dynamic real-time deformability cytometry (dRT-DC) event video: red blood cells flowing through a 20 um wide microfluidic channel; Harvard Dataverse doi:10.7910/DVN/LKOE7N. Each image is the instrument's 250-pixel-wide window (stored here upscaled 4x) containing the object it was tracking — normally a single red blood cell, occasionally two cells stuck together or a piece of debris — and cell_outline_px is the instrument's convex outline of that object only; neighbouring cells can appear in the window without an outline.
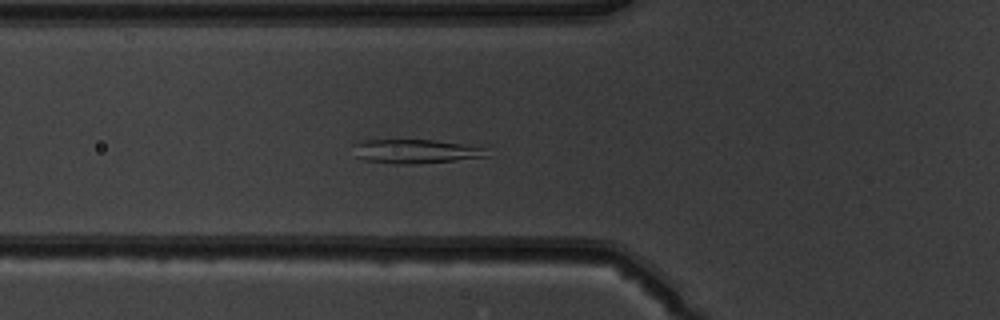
{"species": "common noctule bat (a hibernating species)", "species_latin": "Nyctalus noctula", "temperature_condition": "warm", "stored_images_in_passage": 53, "camera_frame_rate_fps": 3000, "um_per_image_px": 0.085, "animal": {"sex": "male", "body_mass_g": 19.5, "forearm_length_mm": 54.6}, "frame": {"image": 1, "passage_image": 20, "time_ms": 6.333, "image_size_px": [1000, 320], "cell_outline_px": [[488, 156], [452, 160], [412, 164], [396, 164], [368, 160], [356, 156], [352, 144], [364, 140], [432, 140], [460, 144], [480, 148]], "centroid_in_image_um": [35.19, 12.86], "position_along_channel_um": 90.6, "area_um2": 17.98}}
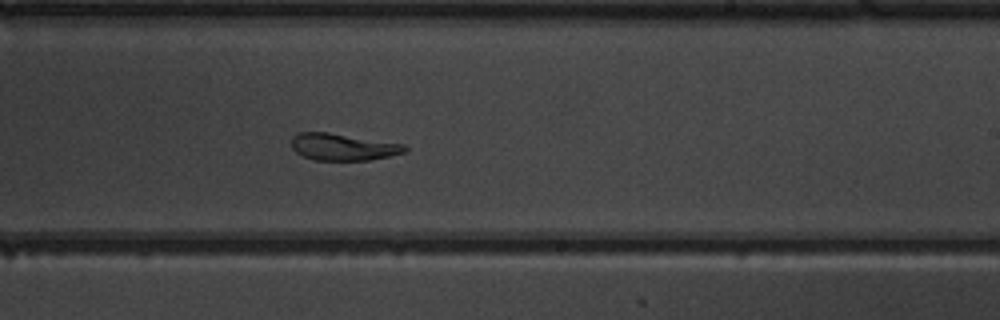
{"frame": {"image": 2, "passage_image": 33, "time_ms": 10.667, "image_size_px": [1000, 320], "cell_outline_px": [[408, 148], [404, 152], [388, 156], [368, 160], [312, 160], [296, 152], [292, 148], [292, 136], [300, 132], [328, 132], [404, 144]], "centroid_in_image_um": [29.12, 12.49], "position_along_channel_um": 259.9, "area_um2": 17.63}}
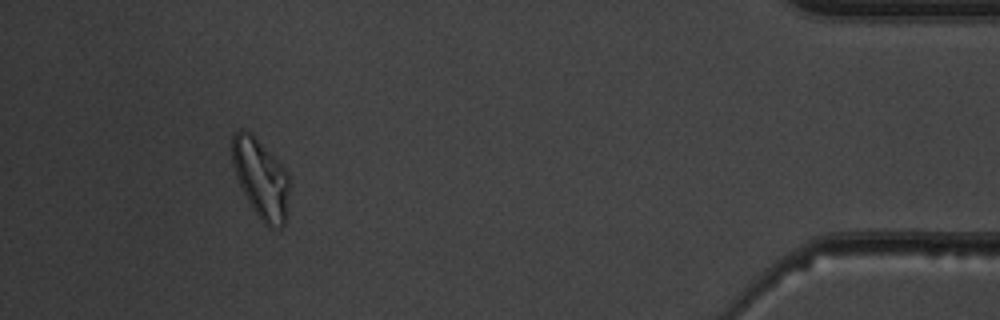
{"frame": {"image": 3, "passage_image": 49, "time_ms": 16.0, "image_size_px": [1000, 320], "cell_outline_px": [[288, 192], [284, 224], [280, 228], [268, 228], [260, 220], [248, 200], [236, 176], [232, 164], [232, 136], [240, 128], [248, 132], [284, 168], [288, 176]], "centroid_in_image_um": [22.15, 15.22], "position_along_channel_um": 413.1, "area_um2": 25.55}, "authors_computed_cell_mechanics": {"area_um2": 22.6576, "velocity_mm_per_s": 3.9116, "shape_relaxation_time_tau1_ms": 8.2506, "shape_relaxation_time_tau2_ms": 5.8665, "deformation_change_tau1": 0.2112, "deformation_change_tau2": 0.1143}}